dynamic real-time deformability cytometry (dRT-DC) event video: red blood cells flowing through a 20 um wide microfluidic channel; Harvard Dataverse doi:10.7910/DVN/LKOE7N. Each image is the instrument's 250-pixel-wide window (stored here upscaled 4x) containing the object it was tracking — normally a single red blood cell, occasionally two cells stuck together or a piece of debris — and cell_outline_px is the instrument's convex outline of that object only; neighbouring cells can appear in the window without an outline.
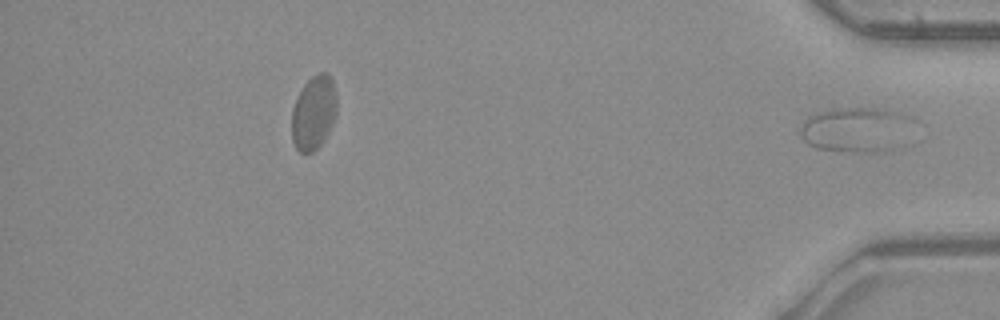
{"species": "common noctule bat (a hibernating species)", "species_latin": "Nyctalus noctula", "temperature_condition": "warm", "stored_images_in_passage": 43, "segment_of_instrument_passage": [2, 2], "camera_frame_rate_fps": 3000, "um_per_image_px": 0.085, "animal": {"sex": "male", "body_mass_g": 23.1, "forearm_length_mm": 52.7}, "frame": {"image": 1, "passage_image": 43, "time_ms": 14.0, "image_size_px": [1000, 320], "cell_outline_px": [[912, 120], [892, 148], [876, 152], [852, 152], [816, 148], [808, 144], [804, 140], [800, 132], [800, 128], [804, 120], [808, 116], [816, 112], [836, 108], [880, 108], [900, 112], [912, 116]], "centroid_in_image_um": [72.65, 10.98], "position_along_channel_um": 362.5, "area_um2": 28.96}}